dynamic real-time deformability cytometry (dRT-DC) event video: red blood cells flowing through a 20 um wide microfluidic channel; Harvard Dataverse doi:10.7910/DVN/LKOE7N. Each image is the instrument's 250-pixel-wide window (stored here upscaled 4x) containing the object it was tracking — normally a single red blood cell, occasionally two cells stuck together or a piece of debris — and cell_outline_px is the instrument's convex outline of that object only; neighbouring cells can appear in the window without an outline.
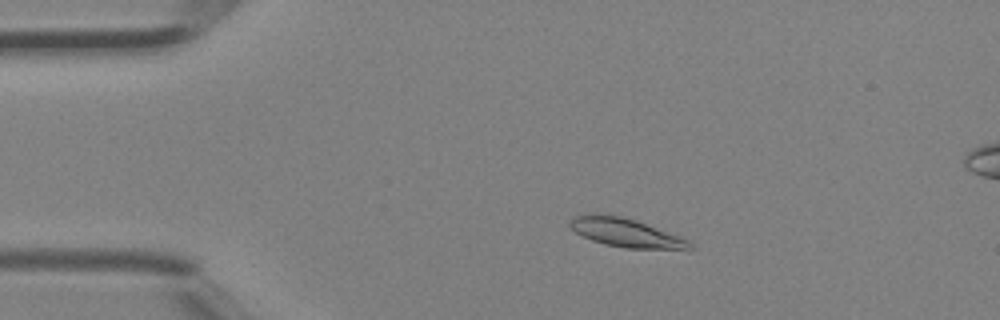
{"species": "Egyptian fruit bat (a non-hibernating species)", "species_latin": "Rousettus aegyptiacus", "temperature_condition": "room temperature", "stored_images_in_passage": 41, "camera_frame_rate_fps": 3000, "um_per_image_px": 0.085, "animal": {"sex": "female"}, "frame": {"image": 1, "passage_image": 8, "time_ms": 2.333, "image_size_px": [1000, 320], "cell_outline_px": [[692, 248], [624, 248], [604, 244], [592, 240], [576, 232], [568, 224], [576, 216], [584, 212], [600, 212], [620, 216], [636, 220], [680, 236], [688, 240], [692, 244]], "centroid_in_image_um": [53.12, 19.73], "position_along_channel_um": 31.9, "area_um2": 19.88}}
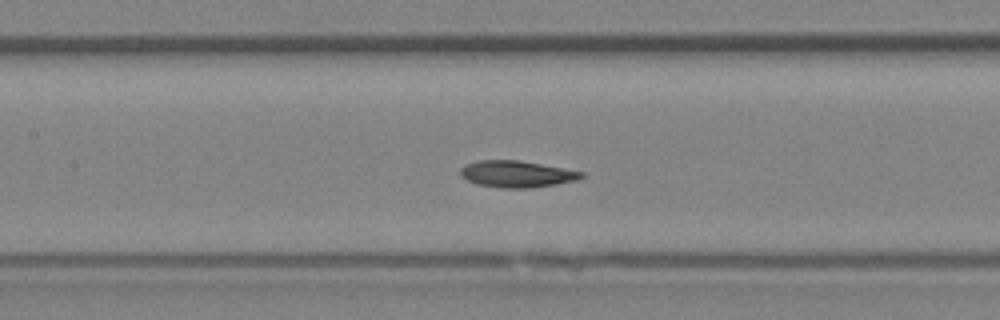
{"frame": {"image": 2, "passage_image": 19, "time_ms": 6.0, "image_size_px": [1000, 320], "cell_outline_px": [[584, 176], [580, 180], [532, 188], [504, 188], [476, 184], [460, 176], [460, 168], [464, 164], [476, 160], [520, 160], [584, 172]], "centroid_in_image_um": [43.91, 14.79], "position_along_channel_um": 163.5, "area_um2": 18.96}}
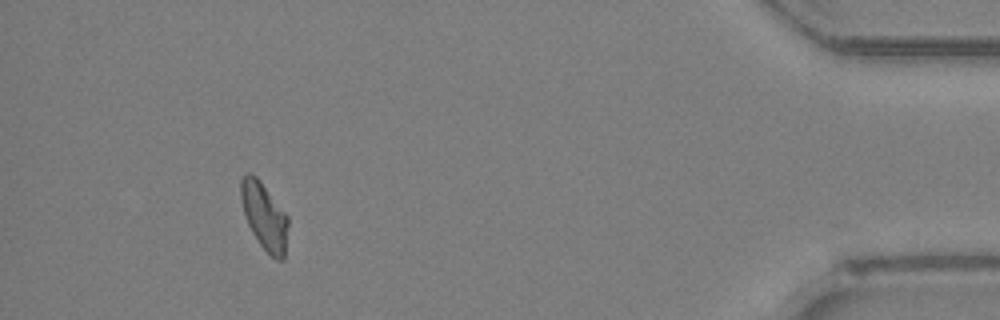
{"frame": {"image": 3, "passage_image": 38, "time_ms": 12.333, "image_size_px": [1000, 320], "cell_outline_px": [[288, 224], [284, 260], [276, 260], [260, 244], [252, 232], [244, 216], [240, 196], [240, 180], [244, 172], [248, 172], [256, 176], [260, 180], [288, 216]], "centroid_in_image_um": [22.45, 18.34], "position_along_channel_um": 412.8, "area_um2": 18.5}}